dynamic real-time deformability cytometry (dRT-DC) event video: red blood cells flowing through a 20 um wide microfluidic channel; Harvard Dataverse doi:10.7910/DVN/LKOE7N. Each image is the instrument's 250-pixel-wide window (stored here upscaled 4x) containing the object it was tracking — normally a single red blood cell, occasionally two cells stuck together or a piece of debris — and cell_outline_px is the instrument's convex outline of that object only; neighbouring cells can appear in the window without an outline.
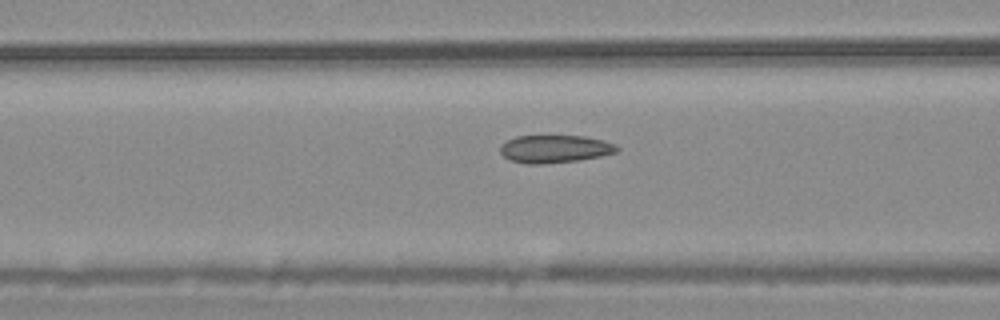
{"species": "common noctule bat (a hibernating species)", "species_latin": "Nyctalus noctula", "temperature_condition": "warm", "stored_images_in_passage": 20, "camera_frame_rate_fps": 3000, "um_per_image_px": 0.085, "animal": {"sex": "male", "body_mass_g": 20.4}, "frame": {"image": 1, "passage_image": 15, "time_ms": 4.667, "image_size_px": [1000, 320], "cell_outline_px": [[620, 148], [616, 152], [600, 156], [580, 160], [544, 164], [528, 164], [508, 160], [500, 152], [500, 148], [508, 140], [516, 136], [584, 136], [604, 140], [616, 144]], "centroid_in_image_um": [47.18, 12.66], "position_along_channel_um": 119.4, "area_um2": 18.9}}